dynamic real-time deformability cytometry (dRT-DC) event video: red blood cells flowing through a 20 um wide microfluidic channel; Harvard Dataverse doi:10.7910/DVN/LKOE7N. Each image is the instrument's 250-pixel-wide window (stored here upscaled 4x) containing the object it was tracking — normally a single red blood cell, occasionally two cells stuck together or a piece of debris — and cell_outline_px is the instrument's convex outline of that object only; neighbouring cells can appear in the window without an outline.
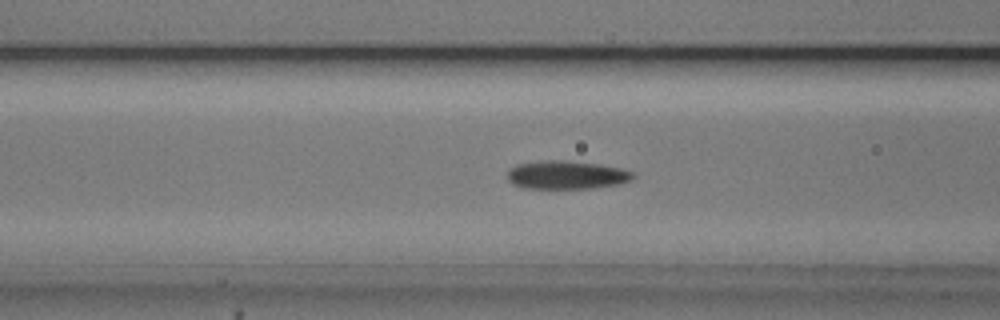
{"species": "common noctule bat (a hibernating species)", "species_latin": "Nyctalus noctula", "temperature_condition": "cold", "stored_images_in_passage": 49, "camera_frame_rate_fps": 3000, "um_per_image_px": 0.085, "animal": {"sex": "male", "body_mass_g": 20.5, "forearm_length_mm": 52.5}, "frame": {"image": 1, "passage_image": 17, "time_ms": 5.333, "image_size_px": [1000, 320], "cell_outline_px": [[636, 176], [632, 180], [616, 184], [592, 188], [524, 188], [512, 184], [508, 180], [508, 172], [516, 164], [540, 160], [568, 160], [600, 164], [620, 168], [636, 172]], "centroid_in_image_um": [48.18, 14.85], "position_along_channel_um": 118.4, "area_um2": 20.92}}
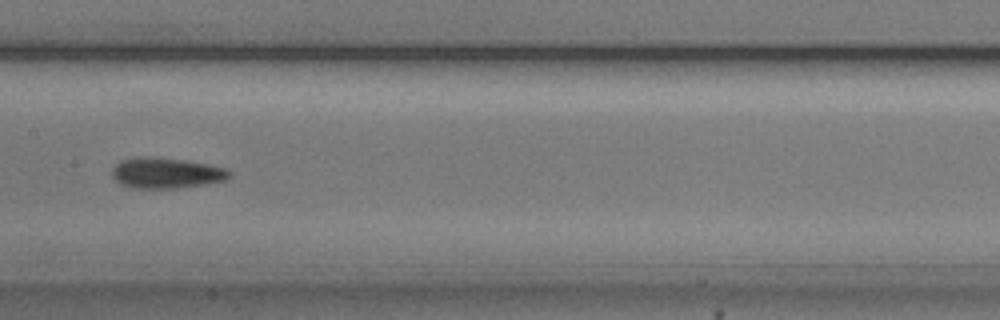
{"frame": {"image": 2, "passage_image": 23, "time_ms": 7.333, "image_size_px": [1000, 320], "cell_outline_px": [[232, 176], [224, 180], [204, 184], [176, 188], [132, 188], [120, 184], [112, 176], [112, 168], [120, 160], [132, 156], [156, 156], [184, 160], [208, 164], [228, 168], [232, 172]], "centroid_in_image_um": [14.11, 14.68], "position_along_channel_um": 193.3, "area_um2": 21.33}}
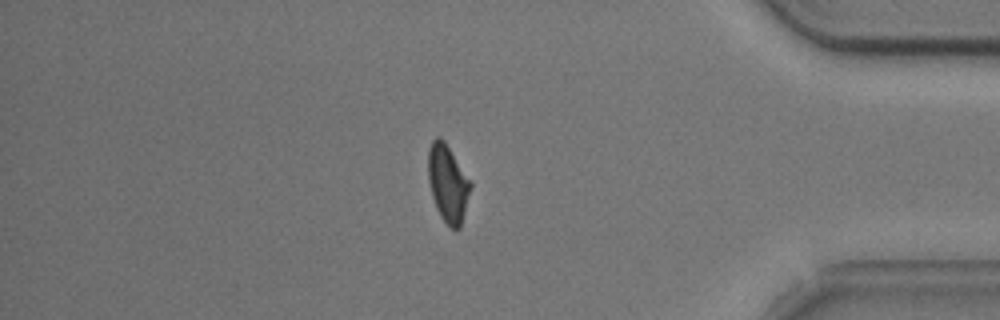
{"frame": {"image": 3, "passage_image": 42, "time_ms": 13.667, "image_size_px": [1000, 320], "cell_outline_px": [[472, 188], [460, 228], [456, 232], [440, 216], [436, 208], [432, 196], [428, 180], [428, 148], [432, 140], [436, 136], [440, 136], [444, 140], [472, 184]], "centroid_in_image_um": [38.06, 15.59], "position_along_channel_um": 397.1, "area_um2": 19.13}, "authors_computed_cell_mechanics": {"area_um2": 19.7676, "velocity_mm_per_s": 3.7269, "shape_relaxation_time_tau1_ms": 3.0727, "shape_relaxation_time_tau2_ms": 2.6981, "deformation_change_tau1": 0.1239, "deformation_change_tau2": 0.1088}}